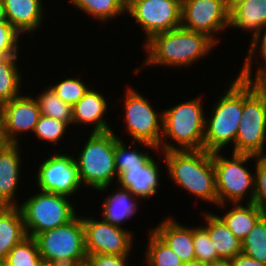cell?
<instances>
[{"label": "cell", "mask_w": 266, "mask_h": 266, "mask_svg": "<svg viewBox=\"0 0 266 266\" xmlns=\"http://www.w3.org/2000/svg\"><path fill=\"white\" fill-rule=\"evenodd\" d=\"M108 108L106 98L99 91L89 88L84 96L72 107L73 123L93 124L91 132H107L112 130L104 116Z\"/></svg>", "instance_id": "cell-17"}, {"label": "cell", "mask_w": 266, "mask_h": 266, "mask_svg": "<svg viewBox=\"0 0 266 266\" xmlns=\"http://www.w3.org/2000/svg\"><path fill=\"white\" fill-rule=\"evenodd\" d=\"M119 1L124 6V8L127 9L137 0H119Z\"/></svg>", "instance_id": "cell-47"}, {"label": "cell", "mask_w": 266, "mask_h": 266, "mask_svg": "<svg viewBox=\"0 0 266 266\" xmlns=\"http://www.w3.org/2000/svg\"><path fill=\"white\" fill-rule=\"evenodd\" d=\"M125 127L131 143L158 151L162 138L163 113H159L137 90L127 88L124 100Z\"/></svg>", "instance_id": "cell-10"}, {"label": "cell", "mask_w": 266, "mask_h": 266, "mask_svg": "<svg viewBox=\"0 0 266 266\" xmlns=\"http://www.w3.org/2000/svg\"><path fill=\"white\" fill-rule=\"evenodd\" d=\"M204 226L208 229L210 240L222 260H231L242 252L241 240L224 224L217 214L204 212Z\"/></svg>", "instance_id": "cell-23"}, {"label": "cell", "mask_w": 266, "mask_h": 266, "mask_svg": "<svg viewBox=\"0 0 266 266\" xmlns=\"http://www.w3.org/2000/svg\"><path fill=\"white\" fill-rule=\"evenodd\" d=\"M39 266H65V265L60 264V263H54V262L42 260L40 262Z\"/></svg>", "instance_id": "cell-46"}, {"label": "cell", "mask_w": 266, "mask_h": 266, "mask_svg": "<svg viewBox=\"0 0 266 266\" xmlns=\"http://www.w3.org/2000/svg\"><path fill=\"white\" fill-rule=\"evenodd\" d=\"M42 260L36 239L27 236L8 253L4 262L8 266H39Z\"/></svg>", "instance_id": "cell-31"}, {"label": "cell", "mask_w": 266, "mask_h": 266, "mask_svg": "<svg viewBox=\"0 0 266 266\" xmlns=\"http://www.w3.org/2000/svg\"><path fill=\"white\" fill-rule=\"evenodd\" d=\"M152 230L179 256L184 262L196 260L193 228L183 226L171 216L161 221Z\"/></svg>", "instance_id": "cell-18"}, {"label": "cell", "mask_w": 266, "mask_h": 266, "mask_svg": "<svg viewBox=\"0 0 266 266\" xmlns=\"http://www.w3.org/2000/svg\"><path fill=\"white\" fill-rule=\"evenodd\" d=\"M130 255L94 254L87 256L88 266H127Z\"/></svg>", "instance_id": "cell-39"}, {"label": "cell", "mask_w": 266, "mask_h": 266, "mask_svg": "<svg viewBox=\"0 0 266 266\" xmlns=\"http://www.w3.org/2000/svg\"><path fill=\"white\" fill-rule=\"evenodd\" d=\"M232 205H234L232 209L227 210L222 217H218L242 241L264 216L265 210L255 203H246L245 206L241 203Z\"/></svg>", "instance_id": "cell-25"}, {"label": "cell", "mask_w": 266, "mask_h": 266, "mask_svg": "<svg viewBox=\"0 0 266 266\" xmlns=\"http://www.w3.org/2000/svg\"><path fill=\"white\" fill-rule=\"evenodd\" d=\"M266 100L244 80V103L233 153L264 156L266 145Z\"/></svg>", "instance_id": "cell-9"}, {"label": "cell", "mask_w": 266, "mask_h": 266, "mask_svg": "<svg viewBox=\"0 0 266 266\" xmlns=\"http://www.w3.org/2000/svg\"><path fill=\"white\" fill-rule=\"evenodd\" d=\"M0 266H8L4 261H0Z\"/></svg>", "instance_id": "cell-50"}, {"label": "cell", "mask_w": 266, "mask_h": 266, "mask_svg": "<svg viewBox=\"0 0 266 266\" xmlns=\"http://www.w3.org/2000/svg\"><path fill=\"white\" fill-rule=\"evenodd\" d=\"M256 50H257V52L260 51L259 55L264 61L263 63H260V64L258 63L259 66H257V68H255L256 73H257L261 70L266 69V25L261 28L258 35L251 41V43L249 45V52H248V54H246L247 55L246 61L244 62L242 70L237 75L239 78H241L243 80H247V81H249L252 78V76H251L253 74L252 61H254L253 59L255 58L254 54H255Z\"/></svg>", "instance_id": "cell-34"}, {"label": "cell", "mask_w": 266, "mask_h": 266, "mask_svg": "<svg viewBox=\"0 0 266 266\" xmlns=\"http://www.w3.org/2000/svg\"><path fill=\"white\" fill-rule=\"evenodd\" d=\"M112 195H108L105 198L102 209V219L114 226L121 227L128 218L138 210V200L140 199L134 196L127 188L118 186L114 189Z\"/></svg>", "instance_id": "cell-22"}, {"label": "cell", "mask_w": 266, "mask_h": 266, "mask_svg": "<svg viewBox=\"0 0 266 266\" xmlns=\"http://www.w3.org/2000/svg\"><path fill=\"white\" fill-rule=\"evenodd\" d=\"M68 127L69 125L64 121L41 115L33 133L41 141L57 144L61 138H64Z\"/></svg>", "instance_id": "cell-35"}, {"label": "cell", "mask_w": 266, "mask_h": 266, "mask_svg": "<svg viewBox=\"0 0 266 266\" xmlns=\"http://www.w3.org/2000/svg\"><path fill=\"white\" fill-rule=\"evenodd\" d=\"M242 252L266 264V211L254 228L241 241Z\"/></svg>", "instance_id": "cell-32"}, {"label": "cell", "mask_w": 266, "mask_h": 266, "mask_svg": "<svg viewBox=\"0 0 266 266\" xmlns=\"http://www.w3.org/2000/svg\"><path fill=\"white\" fill-rule=\"evenodd\" d=\"M207 34L178 27L154 34L143 46L147 57L143 66L190 67L217 46Z\"/></svg>", "instance_id": "cell-1"}, {"label": "cell", "mask_w": 266, "mask_h": 266, "mask_svg": "<svg viewBox=\"0 0 266 266\" xmlns=\"http://www.w3.org/2000/svg\"><path fill=\"white\" fill-rule=\"evenodd\" d=\"M228 6L229 28L252 32L251 42L266 25V0H246L240 3H229Z\"/></svg>", "instance_id": "cell-21"}, {"label": "cell", "mask_w": 266, "mask_h": 266, "mask_svg": "<svg viewBox=\"0 0 266 266\" xmlns=\"http://www.w3.org/2000/svg\"><path fill=\"white\" fill-rule=\"evenodd\" d=\"M40 116L39 104L35 97L21 94L3 103L0 107V117L8 142L19 144L20 134L34 132Z\"/></svg>", "instance_id": "cell-15"}, {"label": "cell", "mask_w": 266, "mask_h": 266, "mask_svg": "<svg viewBox=\"0 0 266 266\" xmlns=\"http://www.w3.org/2000/svg\"><path fill=\"white\" fill-rule=\"evenodd\" d=\"M183 266H210V265L199 260H193L184 263Z\"/></svg>", "instance_id": "cell-44"}, {"label": "cell", "mask_w": 266, "mask_h": 266, "mask_svg": "<svg viewBox=\"0 0 266 266\" xmlns=\"http://www.w3.org/2000/svg\"><path fill=\"white\" fill-rule=\"evenodd\" d=\"M210 266H233V264L230 260H222L220 262L210 264Z\"/></svg>", "instance_id": "cell-45"}, {"label": "cell", "mask_w": 266, "mask_h": 266, "mask_svg": "<svg viewBox=\"0 0 266 266\" xmlns=\"http://www.w3.org/2000/svg\"><path fill=\"white\" fill-rule=\"evenodd\" d=\"M219 100L212 106L210 118L205 117L204 150L222 151L229 143L235 145L244 103V80L231 81Z\"/></svg>", "instance_id": "cell-4"}, {"label": "cell", "mask_w": 266, "mask_h": 266, "mask_svg": "<svg viewBox=\"0 0 266 266\" xmlns=\"http://www.w3.org/2000/svg\"><path fill=\"white\" fill-rule=\"evenodd\" d=\"M9 205L0 198V213H2Z\"/></svg>", "instance_id": "cell-48"}, {"label": "cell", "mask_w": 266, "mask_h": 266, "mask_svg": "<svg viewBox=\"0 0 266 266\" xmlns=\"http://www.w3.org/2000/svg\"><path fill=\"white\" fill-rule=\"evenodd\" d=\"M230 26V9L226 0H182L181 27L207 34L216 43L217 33ZM215 34V35H214Z\"/></svg>", "instance_id": "cell-11"}, {"label": "cell", "mask_w": 266, "mask_h": 266, "mask_svg": "<svg viewBox=\"0 0 266 266\" xmlns=\"http://www.w3.org/2000/svg\"><path fill=\"white\" fill-rule=\"evenodd\" d=\"M19 56L0 57V104L21 95V73L17 66Z\"/></svg>", "instance_id": "cell-26"}, {"label": "cell", "mask_w": 266, "mask_h": 266, "mask_svg": "<svg viewBox=\"0 0 266 266\" xmlns=\"http://www.w3.org/2000/svg\"><path fill=\"white\" fill-rule=\"evenodd\" d=\"M193 243L196 260L209 265L222 261L210 240L208 229L204 225L193 227Z\"/></svg>", "instance_id": "cell-33"}, {"label": "cell", "mask_w": 266, "mask_h": 266, "mask_svg": "<svg viewBox=\"0 0 266 266\" xmlns=\"http://www.w3.org/2000/svg\"><path fill=\"white\" fill-rule=\"evenodd\" d=\"M160 164L152 157L141 168L127 169L118 178V186L127 188L139 199H149L157 193L160 181Z\"/></svg>", "instance_id": "cell-16"}, {"label": "cell", "mask_w": 266, "mask_h": 266, "mask_svg": "<svg viewBox=\"0 0 266 266\" xmlns=\"http://www.w3.org/2000/svg\"><path fill=\"white\" fill-rule=\"evenodd\" d=\"M43 260L65 266H80L86 263L84 226L82 216L69 223L39 233L36 237Z\"/></svg>", "instance_id": "cell-8"}, {"label": "cell", "mask_w": 266, "mask_h": 266, "mask_svg": "<svg viewBox=\"0 0 266 266\" xmlns=\"http://www.w3.org/2000/svg\"><path fill=\"white\" fill-rule=\"evenodd\" d=\"M27 237L24 221L18 206H9L0 213V261Z\"/></svg>", "instance_id": "cell-24"}, {"label": "cell", "mask_w": 266, "mask_h": 266, "mask_svg": "<svg viewBox=\"0 0 266 266\" xmlns=\"http://www.w3.org/2000/svg\"><path fill=\"white\" fill-rule=\"evenodd\" d=\"M33 194L18 205L29 237L65 225L79 214L68 196L43 191Z\"/></svg>", "instance_id": "cell-7"}, {"label": "cell", "mask_w": 266, "mask_h": 266, "mask_svg": "<svg viewBox=\"0 0 266 266\" xmlns=\"http://www.w3.org/2000/svg\"><path fill=\"white\" fill-rule=\"evenodd\" d=\"M114 146V130L91 132L78 158H75L81 184L102 192L113 184V179L118 178Z\"/></svg>", "instance_id": "cell-5"}, {"label": "cell", "mask_w": 266, "mask_h": 266, "mask_svg": "<svg viewBox=\"0 0 266 266\" xmlns=\"http://www.w3.org/2000/svg\"><path fill=\"white\" fill-rule=\"evenodd\" d=\"M249 82L254 86L257 92L266 100V69L255 73V78Z\"/></svg>", "instance_id": "cell-40"}, {"label": "cell", "mask_w": 266, "mask_h": 266, "mask_svg": "<svg viewBox=\"0 0 266 266\" xmlns=\"http://www.w3.org/2000/svg\"><path fill=\"white\" fill-rule=\"evenodd\" d=\"M145 262L150 266H183L179 256L150 228Z\"/></svg>", "instance_id": "cell-27"}, {"label": "cell", "mask_w": 266, "mask_h": 266, "mask_svg": "<svg viewBox=\"0 0 266 266\" xmlns=\"http://www.w3.org/2000/svg\"><path fill=\"white\" fill-rule=\"evenodd\" d=\"M182 0H137L126 13L137 21L145 32V42L154 34L181 26Z\"/></svg>", "instance_id": "cell-12"}, {"label": "cell", "mask_w": 266, "mask_h": 266, "mask_svg": "<svg viewBox=\"0 0 266 266\" xmlns=\"http://www.w3.org/2000/svg\"><path fill=\"white\" fill-rule=\"evenodd\" d=\"M39 104L40 114L66 122L73 123L72 106L64 103L58 95L50 88L43 89L36 97Z\"/></svg>", "instance_id": "cell-29"}, {"label": "cell", "mask_w": 266, "mask_h": 266, "mask_svg": "<svg viewBox=\"0 0 266 266\" xmlns=\"http://www.w3.org/2000/svg\"><path fill=\"white\" fill-rule=\"evenodd\" d=\"M221 154L220 151L212 153L216 175L218 208L226 207L227 202L232 204L240 203L245 200L244 197H247L246 203H253L255 174L246 168L247 165H244L250 159H256L257 156L232 152L230 159Z\"/></svg>", "instance_id": "cell-6"}, {"label": "cell", "mask_w": 266, "mask_h": 266, "mask_svg": "<svg viewBox=\"0 0 266 266\" xmlns=\"http://www.w3.org/2000/svg\"><path fill=\"white\" fill-rule=\"evenodd\" d=\"M123 141L115 135L114 159L118 176L127 169L141 168L152 158L150 153L138 151L135 145L133 148H131L132 145L127 148Z\"/></svg>", "instance_id": "cell-30"}, {"label": "cell", "mask_w": 266, "mask_h": 266, "mask_svg": "<svg viewBox=\"0 0 266 266\" xmlns=\"http://www.w3.org/2000/svg\"><path fill=\"white\" fill-rule=\"evenodd\" d=\"M230 261L233 266H266L265 263L248 257L243 252L236 254Z\"/></svg>", "instance_id": "cell-41"}, {"label": "cell", "mask_w": 266, "mask_h": 266, "mask_svg": "<svg viewBox=\"0 0 266 266\" xmlns=\"http://www.w3.org/2000/svg\"><path fill=\"white\" fill-rule=\"evenodd\" d=\"M80 266H88L86 263H84V264H81Z\"/></svg>", "instance_id": "cell-51"}, {"label": "cell", "mask_w": 266, "mask_h": 266, "mask_svg": "<svg viewBox=\"0 0 266 266\" xmlns=\"http://www.w3.org/2000/svg\"><path fill=\"white\" fill-rule=\"evenodd\" d=\"M8 22L21 34L35 32L42 24V0H3Z\"/></svg>", "instance_id": "cell-19"}, {"label": "cell", "mask_w": 266, "mask_h": 266, "mask_svg": "<svg viewBox=\"0 0 266 266\" xmlns=\"http://www.w3.org/2000/svg\"><path fill=\"white\" fill-rule=\"evenodd\" d=\"M161 152L173 183L203 202L218 205L212 152L204 149Z\"/></svg>", "instance_id": "cell-2"}, {"label": "cell", "mask_w": 266, "mask_h": 266, "mask_svg": "<svg viewBox=\"0 0 266 266\" xmlns=\"http://www.w3.org/2000/svg\"><path fill=\"white\" fill-rule=\"evenodd\" d=\"M58 97L72 107L84 96L90 87L79 78H67L49 86Z\"/></svg>", "instance_id": "cell-36"}, {"label": "cell", "mask_w": 266, "mask_h": 266, "mask_svg": "<svg viewBox=\"0 0 266 266\" xmlns=\"http://www.w3.org/2000/svg\"><path fill=\"white\" fill-rule=\"evenodd\" d=\"M227 3H240V2H243V1H246V0H226Z\"/></svg>", "instance_id": "cell-49"}, {"label": "cell", "mask_w": 266, "mask_h": 266, "mask_svg": "<svg viewBox=\"0 0 266 266\" xmlns=\"http://www.w3.org/2000/svg\"><path fill=\"white\" fill-rule=\"evenodd\" d=\"M255 164V193L253 203L266 211V158L256 157Z\"/></svg>", "instance_id": "cell-38"}, {"label": "cell", "mask_w": 266, "mask_h": 266, "mask_svg": "<svg viewBox=\"0 0 266 266\" xmlns=\"http://www.w3.org/2000/svg\"><path fill=\"white\" fill-rule=\"evenodd\" d=\"M8 145H10V143L5 136V131L0 117V152H2Z\"/></svg>", "instance_id": "cell-42"}, {"label": "cell", "mask_w": 266, "mask_h": 266, "mask_svg": "<svg viewBox=\"0 0 266 266\" xmlns=\"http://www.w3.org/2000/svg\"><path fill=\"white\" fill-rule=\"evenodd\" d=\"M20 36L10 23H0V57L18 56Z\"/></svg>", "instance_id": "cell-37"}, {"label": "cell", "mask_w": 266, "mask_h": 266, "mask_svg": "<svg viewBox=\"0 0 266 266\" xmlns=\"http://www.w3.org/2000/svg\"><path fill=\"white\" fill-rule=\"evenodd\" d=\"M37 171L38 190L65 195L71 198L78 189L81 181L75 157L70 154L53 153L39 165Z\"/></svg>", "instance_id": "cell-13"}, {"label": "cell", "mask_w": 266, "mask_h": 266, "mask_svg": "<svg viewBox=\"0 0 266 266\" xmlns=\"http://www.w3.org/2000/svg\"><path fill=\"white\" fill-rule=\"evenodd\" d=\"M69 2L103 23L116 18L117 15L126 14V9L119 0H69Z\"/></svg>", "instance_id": "cell-28"}, {"label": "cell", "mask_w": 266, "mask_h": 266, "mask_svg": "<svg viewBox=\"0 0 266 266\" xmlns=\"http://www.w3.org/2000/svg\"><path fill=\"white\" fill-rule=\"evenodd\" d=\"M201 98L190 99L163 110L159 151L204 149L206 113ZM166 137L169 138V142ZM171 140L176 144H171Z\"/></svg>", "instance_id": "cell-3"}, {"label": "cell", "mask_w": 266, "mask_h": 266, "mask_svg": "<svg viewBox=\"0 0 266 266\" xmlns=\"http://www.w3.org/2000/svg\"><path fill=\"white\" fill-rule=\"evenodd\" d=\"M85 251L94 254L130 255L133 247V233L123 227L114 226L102 218L82 216Z\"/></svg>", "instance_id": "cell-14"}, {"label": "cell", "mask_w": 266, "mask_h": 266, "mask_svg": "<svg viewBox=\"0 0 266 266\" xmlns=\"http://www.w3.org/2000/svg\"><path fill=\"white\" fill-rule=\"evenodd\" d=\"M20 151L19 144H10L0 152V198L9 206L19 204L15 197L22 167Z\"/></svg>", "instance_id": "cell-20"}, {"label": "cell", "mask_w": 266, "mask_h": 266, "mask_svg": "<svg viewBox=\"0 0 266 266\" xmlns=\"http://www.w3.org/2000/svg\"><path fill=\"white\" fill-rule=\"evenodd\" d=\"M0 23H9L3 0H0Z\"/></svg>", "instance_id": "cell-43"}]
</instances>
